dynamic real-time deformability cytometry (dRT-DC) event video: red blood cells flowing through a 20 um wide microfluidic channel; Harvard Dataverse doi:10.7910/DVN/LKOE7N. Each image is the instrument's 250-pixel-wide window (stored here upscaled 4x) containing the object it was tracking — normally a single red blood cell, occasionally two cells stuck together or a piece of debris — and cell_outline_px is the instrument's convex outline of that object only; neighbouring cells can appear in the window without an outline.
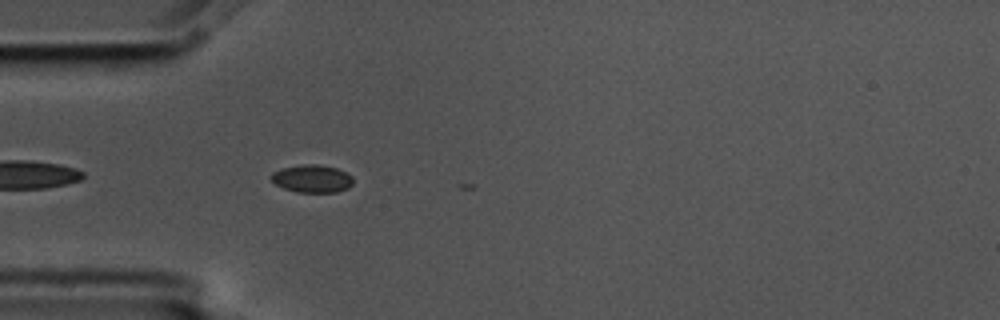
{"species": "common noctule bat (a hibernating species)", "species_latin": "Nyctalus noctula", "temperature_condition": "cold", "stored_images_in_passage": 3, "camera_frame_rate_fps": 3000, "um_per_image_px": 0.085, "animal": {"sex": "male", "body_mass_g": 17.5, "forearm_length_mm": 52.3}, "frame": {"image": 1, "passage_image": 3, "time_ms": 0.667, "image_size_px": [1000, 320], "cell_outline_px": [[352, 184], [348, 188], [336, 192], [296, 192], [284, 188], [276, 184], [272, 180], [272, 172], [280, 168], [300, 164], [316, 164], [336, 168], [352, 176]], "centroid_in_image_um": [26.51, 15.18], "position_along_channel_um": 58.5, "area_um2": 13.18}}